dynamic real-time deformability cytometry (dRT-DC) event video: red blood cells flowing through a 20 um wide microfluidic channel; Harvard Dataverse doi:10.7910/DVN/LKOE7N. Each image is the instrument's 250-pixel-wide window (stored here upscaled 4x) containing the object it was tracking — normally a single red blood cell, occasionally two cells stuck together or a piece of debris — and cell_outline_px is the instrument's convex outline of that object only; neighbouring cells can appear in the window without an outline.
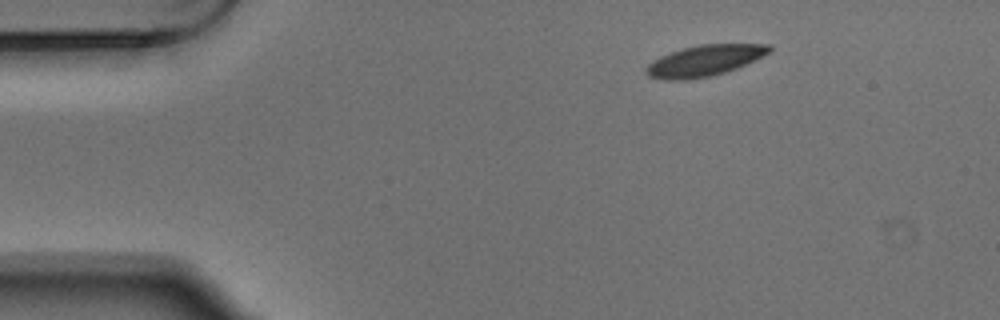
{"species": "Egyptian fruit bat (a non-hibernating species)", "species_latin": "Rousettus aegyptiacus", "temperature_condition": "warm", "stored_images_in_passage": 3, "camera_frame_rate_fps": 3000, "um_per_image_px": 0.085, "animal": {"sex": "male"}, "frame": {"image": 1, "passage_image": 1, "time_ms": 0.0, "image_size_px": [1000, 320], "cell_outline_px": [[772, 52], [736, 68], [724, 72], [708, 76], [684, 80], [664, 80], [648, 76], [644, 72], [644, 68], [652, 60], [660, 56], [684, 48], [700, 44], [772, 44]], "centroid_in_image_um": [59.87, 5.15], "position_along_channel_um": 25.1, "area_um2": 22.2}}